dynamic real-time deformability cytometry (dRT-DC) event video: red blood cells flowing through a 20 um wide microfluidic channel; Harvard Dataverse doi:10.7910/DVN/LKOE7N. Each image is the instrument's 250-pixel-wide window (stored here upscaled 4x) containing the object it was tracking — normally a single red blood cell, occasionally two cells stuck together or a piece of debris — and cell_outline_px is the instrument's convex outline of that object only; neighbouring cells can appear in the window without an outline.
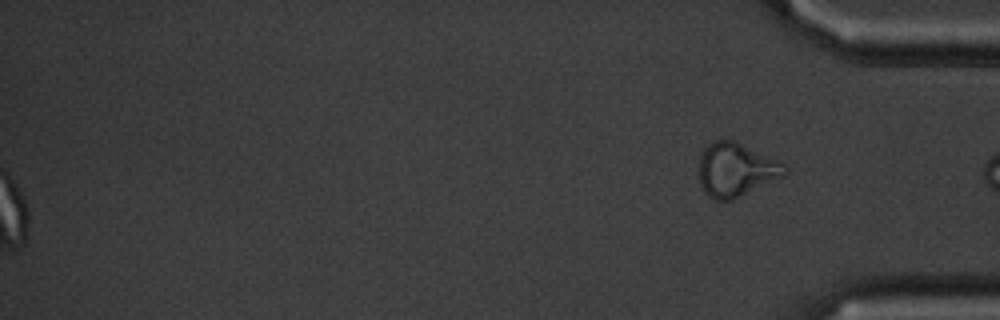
{"species": "common noctule bat (a hibernating species)", "species_latin": "Nyctalus noctula", "temperature_condition": "cold", "stored_images_in_passage": 57, "segment_of_instrument_passage": [2, 2], "camera_frame_rate_fps": 3000, "um_per_image_px": 0.085, "animal": {"sex": "male", "body_mass_g": 20.1, "forearm_length_mm": 53.5}, "frame": {"image": 1, "passage_image": 57, "time_ms": 18.667, "image_size_px": [1000, 320], "cell_outline_px": [[788, 172], [784, 176], [732, 200], [716, 200], [708, 196], [704, 192], [700, 184], [700, 156], [704, 148], [708, 144], [716, 140], [732, 140], [776, 160], [784, 164], [788, 168]], "centroid_in_image_um": [62.54, 14.45], "position_along_channel_um": 372.7, "area_um2": 26.41}}